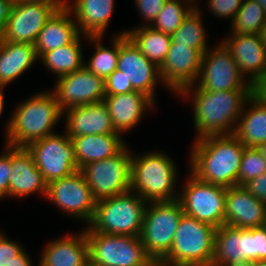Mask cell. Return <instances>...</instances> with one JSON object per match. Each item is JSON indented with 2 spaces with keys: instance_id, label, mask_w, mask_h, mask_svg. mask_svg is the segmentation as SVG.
<instances>
[{
  "instance_id": "6da1fadb",
  "label": "cell",
  "mask_w": 266,
  "mask_h": 266,
  "mask_svg": "<svg viewBox=\"0 0 266 266\" xmlns=\"http://www.w3.org/2000/svg\"><path fill=\"white\" fill-rule=\"evenodd\" d=\"M178 94L192 97L196 140L205 136L234 134L242 110L252 96L251 90L208 91L195 84Z\"/></svg>"
},
{
  "instance_id": "7a4b0ae2",
  "label": "cell",
  "mask_w": 266,
  "mask_h": 266,
  "mask_svg": "<svg viewBox=\"0 0 266 266\" xmlns=\"http://www.w3.org/2000/svg\"><path fill=\"white\" fill-rule=\"evenodd\" d=\"M245 147L234 134L199 138L190 153V173L225 189L238 186Z\"/></svg>"
},
{
  "instance_id": "3957f363",
  "label": "cell",
  "mask_w": 266,
  "mask_h": 266,
  "mask_svg": "<svg viewBox=\"0 0 266 266\" xmlns=\"http://www.w3.org/2000/svg\"><path fill=\"white\" fill-rule=\"evenodd\" d=\"M62 115L53 92H40L30 97L16 107L6 124V145L26 147L53 134L52 129Z\"/></svg>"
},
{
  "instance_id": "277c9868",
  "label": "cell",
  "mask_w": 266,
  "mask_h": 266,
  "mask_svg": "<svg viewBox=\"0 0 266 266\" xmlns=\"http://www.w3.org/2000/svg\"><path fill=\"white\" fill-rule=\"evenodd\" d=\"M176 165L165 153L132 154L130 190L139 194L147 203L173 201L175 192Z\"/></svg>"
},
{
  "instance_id": "5b68a950",
  "label": "cell",
  "mask_w": 266,
  "mask_h": 266,
  "mask_svg": "<svg viewBox=\"0 0 266 266\" xmlns=\"http://www.w3.org/2000/svg\"><path fill=\"white\" fill-rule=\"evenodd\" d=\"M147 202L131 190L96 202L90 231L109 235L140 236Z\"/></svg>"
},
{
  "instance_id": "8992f818",
  "label": "cell",
  "mask_w": 266,
  "mask_h": 266,
  "mask_svg": "<svg viewBox=\"0 0 266 266\" xmlns=\"http://www.w3.org/2000/svg\"><path fill=\"white\" fill-rule=\"evenodd\" d=\"M216 228L183 214L163 266H212Z\"/></svg>"
},
{
  "instance_id": "52a82bcc",
  "label": "cell",
  "mask_w": 266,
  "mask_h": 266,
  "mask_svg": "<svg viewBox=\"0 0 266 266\" xmlns=\"http://www.w3.org/2000/svg\"><path fill=\"white\" fill-rule=\"evenodd\" d=\"M148 204L139 237L147 254L161 261L170 252L184 210L178 199Z\"/></svg>"
},
{
  "instance_id": "ba28073f",
  "label": "cell",
  "mask_w": 266,
  "mask_h": 266,
  "mask_svg": "<svg viewBox=\"0 0 266 266\" xmlns=\"http://www.w3.org/2000/svg\"><path fill=\"white\" fill-rule=\"evenodd\" d=\"M89 244V258L104 266H140L161 264L152 259L139 236L109 235L84 229Z\"/></svg>"
},
{
  "instance_id": "9c48e42d",
  "label": "cell",
  "mask_w": 266,
  "mask_h": 266,
  "mask_svg": "<svg viewBox=\"0 0 266 266\" xmlns=\"http://www.w3.org/2000/svg\"><path fill=\"white\" fill-rule=\"evenodd\" d=\"M178 200L184 214L218 229L225 224L227 189L202 181L192 173Z\"/></svg>"
},
{
  "instance_id": "30bf717a",
  "label": "cell",
  "mask_w": 266,
  "mask_h": 266,
  "mask_svg": "<svg viewBox=\"0 0 266 266\" xmlns=\"http://www.w3.org/2000/svg\"><path fill=\"white\" fill-rule=\"evenodd\" d=\"M64 132L62 135L50 134L25 147L47 184L78 170L72 141Z\"/></svg>"
},
{
  "instance_id": "8fae6325",
  "label": "cell",
  "mask_w": 266,
  "mask_h": 266,
  "mask_svg": "<svg viewBox=\"0 0 266 266\" xmlns=\"http://www.w3.org/2000/svg\"><path fill=\"white\" fill-rule=\"evenodd\" d=\"M127 148L125 146L115 156L86 164L80 169L97 201L130 191L132 153Z\"/></svg>"
},
{
  "instance_id": "7c38bea8",
  "label": "cell",
  "mask_w": 266,
  "mask_h": 266,
  "mask_svg": "<svg viewBox=\"0 0 266 266\" xmlns=\"http://www.w3.org/2000/svg\"><path fill=\"white\" fill-rule=\"evenodd\" d=\"M240 73L230 51L221 42L202 55L199 88L208 91L251 90V84Z\"/></svg>"
},
{
  "instance_id": "4fadbf2b",
  "label": "cell",
  "mask_w": 266,
  "mask_h": 266,
  "mask_svg": "<svg viewBox=\"0 0 266 266\" xmlns=\"http://www.w3.org/2000/svg\"><path fill=\"white\" fill-rule=\"evenodd\" d=\"M46 198L63 212L74 218H81L88 224L94 216L97 200L80 170L50 182L47 186Z\"/></svg>"
},
{
  "instance_id": "5bb4252c",
  "label": "cell",
  "mask_w": 266,
  "mask_h": 266,
  "mask_svg": "<svg viewBox=\"0 0 266 266\" xmlns=\"http://www.w3.org/2000/svg\"><path fill=\"white\" fill-rule=\"evenodd\" d=\"M56 81L52 92L63 112L71 107L85 106L105 99L104 79L85 66L60 76Z\"/></svg>"
},
{
  "instance_id": "9a60e30c",
  "label": "cell",
  "mask_w": 266,
  "mask_h": 266,
  "mask_svg": "<svg viewBox=\"0 0 266 266\" xmlns=\"http://www.w3.org/2000/svg\"><path fill=\"white\" fill-rule=\"evenodd\" d=\"M56 9L45 3H13L5 30L4 41L34 45L39 32Z\"/></svg>"
},
{
  "instance_id": "2e32d148",
  "label": "cell",
  "mask_w": 266,
  "mask_h": 266,
  "mask_svg": "<svg viewBox=\"0 0 266 266\" xmlns=\"http://www.w3.org/2000/svg\"><path fill=\"white\" fill-rule=\"evenodd\" d=\"M117 69L122 71L135 91H140L155 101L157 80L161 81L159 67L147 59L126 34L120 35Z\"/></svg>"
},
{
  "instance_id": "e0dca14e",
  "label": "cell",
  "mask_w": 266,
  "mask_h": 266,
  "mask_svg": "<svg viewBox=\"0 0 266 266\" xmlns=\"http://www.w3.org/2000/svg\"><path fill=\"white\" fill-rule=\"evenodd\" d=\"M201 60L202 54L197 49L171 41L167 56L159 67L162 83L177 94L187 86L196 84Z\"/></svg>"
},
{
  "instance_id": "ac0fdd59",
  "label": "cell",
  "mask_w": 266,
  "mask_h": 266,
  "mask_svg": "<svg viewBox=\"0 0 266 266\" xmlns=\"http://www.w3.org/2000/svg\"><path fill=\"white\" fill-rule=\"evenodd\" d=\"M225 225L235 228H255L266 225V203L258 200L244 186L227 189Z\"/></svg>"
},
{
  "instance_id": "d6986e66",
  "label": "cell",
  "mask_w": 266,
  "mask_h": 266,
  "mask_svg": "<svg viewBox=\"0 0 266 266\" xmlns=\"http://www.w3.org/2000/svg\"><path fill=\"white\" fill-rule=\"evenodd\" d=\"M221 40L232 54L240 73L252 84L266 71V47L260 34H230Z\"/></svg>"
},
{
  "instance_id": "ffe728a7",
  "label": "cell",
  "mask_w": 266,
  "mask_h": 266,
  "mask_svg": "<svg viewBox=\"0 0 266 266\" xmlns=\"http://www.w3.org/2000/svg\"><path fill=\"white\" fill-rule=\"evenodd\" d=\"M63 114H66L65 131L69 137L121 134L113 127L108 107L104 101L71 107Z\"/></svg>"
},
{
  "instance_id": "44dd1931",
  "label": "cell",
  "mask_w": 266,
  "mask_h": 266,
  "mask_svg": "<svg viewBox=\"0 0 266 266\" xmlns=\"http://www.w3.org/2000/svg\"><path fill=\"white\" fill-rule=\"evenodd\" d=\"M11 168L9 196L27 197L38 192L46 197L48 184L25 147L11 146Z\"/></svg>"
},
{
  "instance_id": "7402d4cb",
  "label": "cell",
  "mask_w": 266,
  "mask_h": 266,
  "mask_svg": "<svg viewBox=\"0 0 266 266\" xmlns=\"http://www.w3.org/2000/svg\"><path fill=\"white\" fill-rule=\"evenodd\" d=\"M113 127L119 133L135 127L142 119L144 111L154 107L156 103L151 97L140 91L105 96Z\"/></svg>"
},
{
  "instance_id": "603a6c76",
  "label": "cell",
  "mask_w": 266,
  "mask_h": 266,
  "mask_svg": "<svg viewBox=\"0 0 266 266\" xmlns=\"http://www.w3.org/2000/svg\"><path fill=\"white\" fill-rule=\"evenodd\" d=\"M66 7L56 10L39 32L34 44L38 59L47 51L74 43L80 36L75 19Z\"/></svg>"
},
{
  "instance_id": "cb8c5ba5",
  "label": "cell",
  "mask_w": 266,
  "mask_h": 266,
  "mask_svg": "<svg viewBox=\"0 0 266 266\" xmlns=\"http://www.w3.org/2000/svg\"><path fill=\"white\" fill-rule=\"evenodd\" d=\"M76 234L48 243L38 266H84L89 258V244L85 230Z\"/></svg>"
},
{
  "instance_id": "d4e9b609",
  "label": "cell",
  "mask_w": 266,
  "mask_h": 266,
  "mask_svg": "<svg viewBox=\"0 0 266 266\" xmlns=\"http://www.w3.org/2000/svg\"><path fill=\"white\" fill-rule=\"evenodd\" d=\"M74 1L73 6L68 2L67 8L72 14L75 13L80 33L85 37H103L114 11V0Z\"/></svg>"
},
{
  "instance_id": "484cf974",
  "label": "cell",
  "mask_w": 266,
  "mask_h": 266,
  "mask_svg": "<svg viewBox=\"0 0 266 266\" xmlns=\"http://www.w3.org/2000/svg\"><path fill=\"white\" fill-rule=\"evenodd\" d=\"M247 265V229L222 225L216 229L212 266Z\"/></svg>"
},
{
  "instance_id": "4316f807",
  "label": "cell",
  "mask_w": 266,
  "mask_h": 266,
  "mask_svg": "<svg viewBox=\"0 0 266 266\" xmlns=\"http://www.w3.org/2000/svg\"><path fill=\"white\" fill-rule=\"evenodd\" d=\"M80 170L86 164L105 160L118 154L126 143L121 134H97L70 137Z\"/></svg>"
},
{
  "instance_id": "83f0119b",
  "label": "cell",
  "mask_w": 266,
  "mask_h": 266,
  "mask_svg": "<svg viewBox=\"0 0 266 266\" xmlns=\"http://www.w3.org/2000/svg\"><path fill=\"white\" fill-rule=\"evenodd\" d=\"M37 58L34 45L0 38V86H6L22 75Z\"/></svg>"
},
{
  "instance_id": "f1b7e54d",
  "label": "cell",
  "mask_w": 266,
  "mask_h": 266,
  "mask_svg": "<svg viewBox=\"0 0 266 266\" xmlns=\"http://www.w3.org/2000/svg\"><path fill=\"white\" fill-rule=\"evenodd\" d=\"M248 102L249 107L243 108L234 135L244 146L257 148L266 141V104L252 96Z\"/></svg>"
},
{
  "instance_id": "f546056e",
  "label": "cell",
  "mask_w": 266,
  "mask_h": 266,
  "mask_svg": "<svg viewBox=\"0 0 266 266\" xmlns=\"http://www.w3.org/2000/svg\"><path fill=\"white\" fill-rule=\"evenodd\" d=\"M126 35L147 59L158 67L162 65L170 48L171 35L157 31L150 25L128 30Z\"/></svg>"
},
{
  "instance_id": "4dcf8cb0",
  "label": "cell",
  "mask_w": 266,
  "mask_h": 266,
  "mask_svg": "<svg viewBox=\"0 0 266 266\" xmlns=\"http://www.w3.org/2000/svg\"><path fill=\"white\" fill-rule=\"evenodd\" d=\"M81 45V37H79L74 43L45 52L40 60L57 78L73 73L81 69L85 63Z\"/></svg>"
},
{
  "instance_id": "1f68e13d",
  "label": "cell",
  "mask_w": 266,
  "mask_h": 266,
  "mask_svg": "<svg viewBox=\"0 0 266 266\" xmlns=\"http://www.w3.org/2000/svg\"><path fill=\"white\" fill-rule=\"evenodd\" d=\"M201 12L195 7L182 24L171 34V39L178 45L197 49L202 55L209 49L206 42V31L202 25Z\"/></svg>"
},
{
  "instance_id": "d6a6232c",
  "label": "cell",
  "mask_w": 266,
  "mask_h": 266,
  "mask_svg": "<svg viewBox=\"0 0 266 266\" xmlns=\"http://www.w3.org/2000/svg\"><path fill=\"white\" fill-rule=\"evenodd\" d=\"M126 31L127 30L114 37L111 48H106L99 43L103 37H87V40L90 39L91 42L93 41V43H96V51L89 59L88 64L84 63V66L95 75L105 80L117 69L120 51V35L126 34Z\"/></svg>"
},
{
  "instance_id": "836d02e7",
  "label": "cell",
  "mask_w": 266,
  "mask_h": 266,
  "mask_svg": "<svg viewBox=\"0 0 266 266\" xmlns=\"http://www.w3.org/2000/svg\"><path fill=\"white\" fill-rule=\"evenodd\" d=\"M195 1L196 0H167L158 16L153 21V24H150V26L157 31L171 35L196 7L192 4Z\"/></svg>"
},
{
  "instance_id": "e575fe53",
  "label": "cell",
  "mask_w": 266,
  "mask_h": 266,
  "mask_svg": "<svg viewBox=\"0 0 266 266\" xmlns=\"http://www.w3.org/2000/svg\"><path fill=\"white\" fill-rule=\"evenodd\" d=\"M231 24L230 34H261L266 24V12L258 2L244 0Z\"/></svg>"
},
{
  "instance_id": "d590c367",
  "label": "cell",
  "mask_w": 266,
  "mask_h": 266,
  "mask_svg": "<svg viewBox=\"0 0 266 266\" xmlns=\"http://www.w3.org/2000/svg\"><path fill=\"white\" fill-rule=\"evenodd\" d=\"M266 171V159L256 147H245L238 172V186Z\"/></svg>"
},
{
  "instance_id": "8d00e7d4",
  "label": "cell",
  "mask_w": 266,
  "mask_h": 266,
  "mask_svg": "<svg viewBox=\"0 0 266 266\" xmlns=\"http://www.w3.org/2000/svg\"><path fill=\"white\" fill-rule=\"evenodd\" d=\"M266 261V226L247 229V264Z\"/></svg>"
},
{
  "instance_id": "74e56055",
  "label": "cell",
  "mask_w": 266,
  "mask_h": 266,
  "mask_svg": "<svg viewBox=\"0 0 266 266\" xmlns=\"http://www.w3.org/2000/svg\"><path fill=\"white\" fill-rule=\"evenodd\" d=\"M104 83L106 96L125 94L128 92L135 91L131 83H128V80L123 75L122 71L118 69H116L112 74H110L104 80Z\"/></svg>"
},
{
  "instance_id": "f35d334b",
  "label": "cell",
  "mask_w": 266,
  "mask_h": 266,
  "mask_svg": "<svg viewBox=\"0 0 266 266\" xmlns=\"http://www.w3.org/2000/svg\"><path fill=\"white\" fill-rule=\"evenodd\" d=\"M244 0H209L208 7L219 18H230L233 22L236 13L241 8Z\"/></svg>"
},
{
  "instance_id": "ab89813d",
  "label": "cell",
  "mask_w": 266,
  "mask_h": 266,
  "mask_svg": "<svg viewBox=\"0 0 266 266\" xmlns=\"http://www.w3.org/2000/svg\"><path fill=\"white\" fill-rule=\"evenodd\" d=\"M7 146L5 152L0 155V199L9 196V176L11 168V146Z\"/></svg>"
},
{
  "instance_id": "60d3db41",
  "label": "cell",
  "mask_w": 266,
  "mask_h": 266,
  "mask_svg": "<svg viewBox=\"0 0 266 266\" xmlns=\"http://www.w3.org/2000/svg\"><path fill=\"white\" fill-rule=\"evenodd\" d=\"M139 13L149 26L156 19L167 0H134ZM151 22V23H150ZM150 23V24H149Z\"/></svg>"
},
{
  "instance_id": "b9f144b4",
  "label": "cell",
  "mask_w": 266,
  "mask_h": 266,
  "mask_svg": "<svg viewBox=\"0 0 266 266\" xmlns=\"http://www.w3.org/2000/svg\"><path fill=\"white\" fill-rule=\"evenodd\" d=\"M24 249L19 243L9 240L5 234L0 233V266L8 264L15 256Z\"/></svg>"
},
{
  "instance_id": "7bdbcfd3",
  "label": "cell",
  "mask_w": 266,
  "mask_h": 266,
  "mask_svg": "<svg viewBox=\"0 0 266 266\" xmlns=\"http://www.w3.org/2000/svg\"><path fill=\"white\" fill-rule=\"evenodd\" d=\"M244 188L258 200L266 203V171L245 183Z\"/></svg>"
},
{
  "instance_id": "ee69618b",
  "label": "cell",
  "mask_w": 266,
  "mask_h": 266,
  "mask_svg": "<svg viewBox=\"0 0 266 266\" xmlns=\"http://www.w3.org/2000/svg\"><path fill=\"white\" fill-rule=\"evenodd\" d=\"M251 95L258 102L266 104V71L251 84Z\"/></svg>"
},
{
  "instance_id": "f6af8a7d",
  "label": "cell",
  "mask_w": 266,
  "mask_h": 266,
  "mask_svg": "<svg viewBox=\"0 0 266 266\" xmlns=\"http://www.w3.org/2000/svg\"><path fill=\"white\" fill-rule=\"evenodd\" d=\"M12 5L13 0H0V37L5 30Z\"/></svg>"
},
{
  "instance_id": "bcb514c9",
  "label": "cell",
  "mask_w": 266,
  "mask_h": 266,
  "mask_svg": "<svg viewBox=\"0 0 266 266\" xmlns=\"http://www.w3.org/2000/svg\"><path fill=\"white\" fill-rule=\"evenodd\" d=\"M69 0H13V3H45L52 5L56 10L66 8Z\"/></svg>"
},
{
  "instance_id": "7dc6e473",
  "label": "cell",
  "mask_w": 266,
  "mask_h": 266,
  "mask_svg": "<svg viewBox=\"0 0 266 266\" xmlns=\"http://www.w3.org/2000/svg\"><path fill=\"white\" fill-rule=\"evenodd\" d=\"M5 266H33L31 259L29 258L27 252L23 250L18 256H15Z\"/></svg>"
},
{
  "instance_id": "c3c4849f",
  "label": "cell",
  "mask_w": 266,
  "mask_h": 266,
  "mask_svg": "<svg viewBox=\"0 0 266 266\" xmlns=\"http://www.w3.org/2000/svg\"><path fill=\"white\" fill-rule=\"evenodd\" d=\"M4 86H0V115L2 114L3 108H4Z\"/></svg>"
},
{
  "instance_id": "681fc988",
  "label": "cell",
  "mask_w": 266,
  "mask_h": 266,
  "mask_svg": "<svg viewBox=\"0 0 266 266\" xmlns=\"http://www.w3.org/2000/svg\"><path fill=\"white\" fill-rule=\"evenodd\" d=\"M257 149L260 151V153L263 155V157L266 159V141L262 142Z\"/></svg>"
},
{
  "instance_id": "f907efd6",
  "label": "cell",
  "mask_w": 266,
  "mask_h": 266,
  "mask_svg": "<svg viewBox=\"0 0 266 266\" xmlns=\"http://www.w3.org/2000/svg\"><path fill=\"white\" fill-rule=\"evenodd\" d=\"M246 266H266V261H254L247 264Z\"/></svg>"
},
{
  "instance_id": "816d5d0a",
  "label": "cell",
  "mask_w": 266,
  "mask_h": 266,
  "mask_svg": "<svg viewBox=\"0 0 266 266\" xmlns=\"http://www.w3.org/2000/svg\"><path fill=\"white\" fill-rule=\"evenodd\" d=\"M84 266H104V265L96 263L90 258H88Z\"/></svg>"
},
{
  "instance_id": "f5cc1de1",
  "label": "cell",
  "mask_w": 266,
  "mask_h": 266,
  "mask_svg": "<svg viewBox=\"0 0 266 266\" xmlns=\"http://www.w3.org/2000/svg\"><path fill=\"white\" fill-rule=\"evenodd\" d=\"M260 35H261L262 41L264 42V45L266 47V24L263 26V29H262Z\"/></svg>"
},
{
  "instance_id": "db71d44e",
  "label": "cell",
  "mask_w": 266,
  "mask_h": 266,
  "mask_svg": "<svg viewBox=\"0 0 266 266\" xmlns=\"http://www.w3.org/2000/svg\"><path fill=\"white\" fill-rule=\"evenodd\" d=\"M258 2L266 12V0H253Z\"/></svg>"
},
{
  "instance_id": "11a10c76",
  "label": "cell",
  "mask_w": 266,
  "mask_h": 266,
  "mask_svg": "<svg viewBox=\"0 0 266 266\" xmlns=\"http://www.w3.org/2000/svg\"><path fill=\"white\" fill-rule=\"evenodd\" d=\"M161 264H143V265H140V266H160Z\"/></svg>"
}]
</instances>
